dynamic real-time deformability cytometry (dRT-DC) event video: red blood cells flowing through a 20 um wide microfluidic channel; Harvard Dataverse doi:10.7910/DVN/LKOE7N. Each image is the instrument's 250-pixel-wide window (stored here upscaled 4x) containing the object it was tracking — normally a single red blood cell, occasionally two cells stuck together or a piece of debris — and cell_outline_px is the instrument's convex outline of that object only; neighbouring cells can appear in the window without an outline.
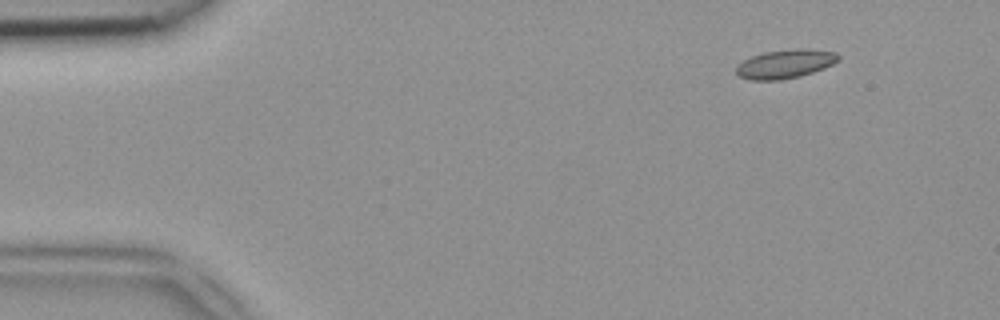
{"species": "common noctule bat (a hibernating species)", "species_latin": "Nyctalus noctula", "temperature_condition": "room temperature", "stored_images_in_passage": 50, "camera_frame_rate_fps": 3000, "um_per_image_px": 0.085, "animal": {"sex": "female", "body_mass_g": 18.4}, "frame": {"image": 1, "passage_image": 6, "time_ms": 1.667, "image_size_px": [1000, 320], "cell_outline_px": [[840, 60], [824, 68], [800, 76], [780, 80], [752, 80], [740, 76], [736, 72], [736, 64], [752, 56], [764, 52], [796, 48], [804, 48], [836, 52], [840, 56]], "centroid_in_image_um": [66.75, 5.42], "position_along_channel_um": 18.2, "area_um2": 17.17}}
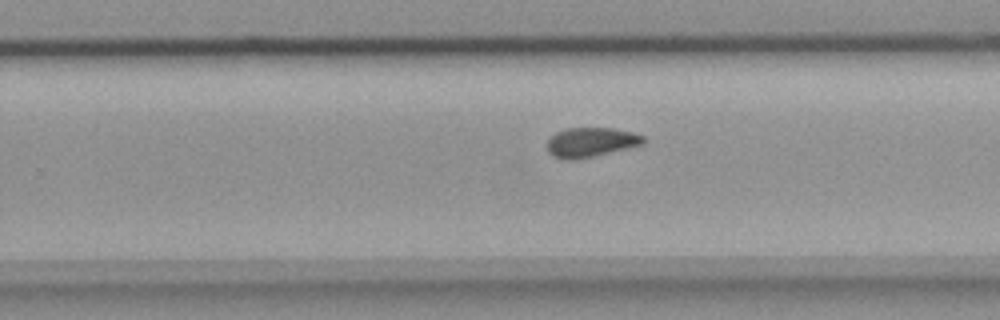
{"frame": {"image": 2, "passage_image": 32, "time_ms": 10.333, "image_size_px": [1000, 320], "cell_outline_px": [[644, 140], [640, 144], [576, 160], [564, 160], [552, 156], [548, 152], [548, 140], [556, 132], [568, 128], [612, 128], [632, 132], [644, 136]], "centroid_in_image_um": [50.15, 12.09], "position_along_channel_um": 279.6, "area_um2": 16.18}}
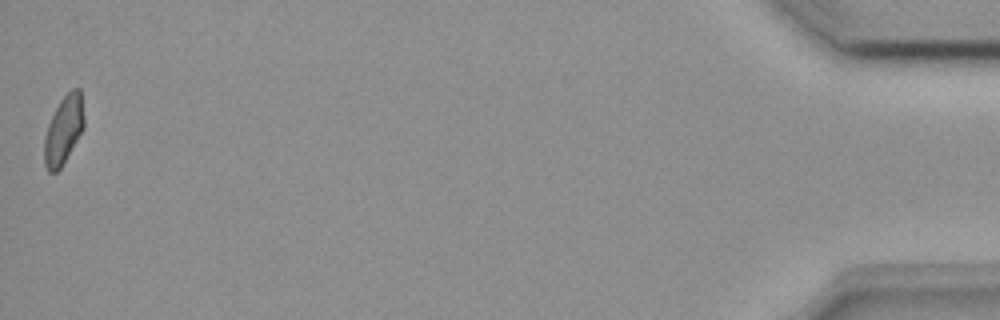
{"frame": {"image": 3, "passage_image": 50, "time_ms": 16.333, "image_size_px": [1000, 320], "cell_outline_px": [[84, 128], [60, 168], [56, 172], [48, 172], [44, 164], [44, 136], [48, 124], [60, 100], [72, 88], [80, 88], [84, 116]], "centroid_in_image_um": [5.4, 11.04], "position_along_channel_um": 429.8, "area_um2": 15.72}}